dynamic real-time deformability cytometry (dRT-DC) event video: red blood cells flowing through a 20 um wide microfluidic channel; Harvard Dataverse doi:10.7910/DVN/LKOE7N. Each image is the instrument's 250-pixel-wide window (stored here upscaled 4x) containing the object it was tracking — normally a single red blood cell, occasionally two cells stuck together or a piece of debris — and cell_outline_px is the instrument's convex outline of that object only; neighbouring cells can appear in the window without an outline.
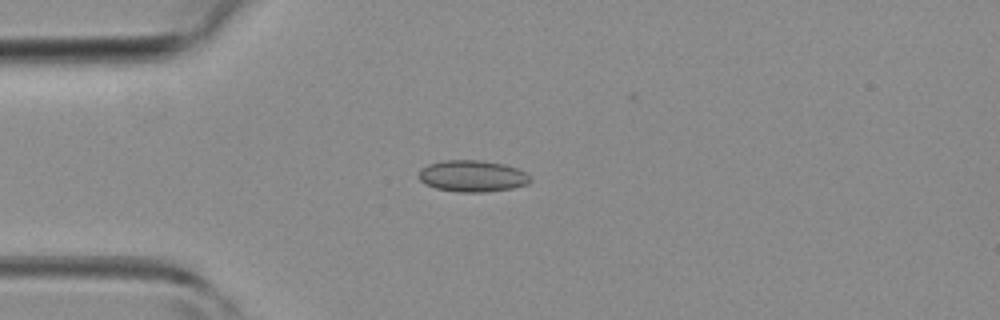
{"species": "common noctule bat (a hibernating species)", "species_latin": "Nyctalus noctula", "temperature_condition": "room temperature", "stored_images_in_passage": 38, "camera_frame_rate_fps": 3000, "um_per_image_px": 0.085, "animal": {"sex": "female", "body_mass_g": 19.3, "forearm_length_mm": 54.1}, "frame": {"image": 1, "passage_image": 5, "time_ms": 1.333, "image_size_px": [1000, 320], "cell_outline_px": [[532, 180], [528, 184], [512, 188], [484, 192], [460, 192], [436, 188], [424, 184], [420, 180], [420, 168], [428, 164], [444, 160], [480, 160], [504, 164], [516, 168], [532, 176]], "centroid_in_image_um": [40.16, 14.96], "position_along_channel_um": 44.8, "area_um2": 20.52}}
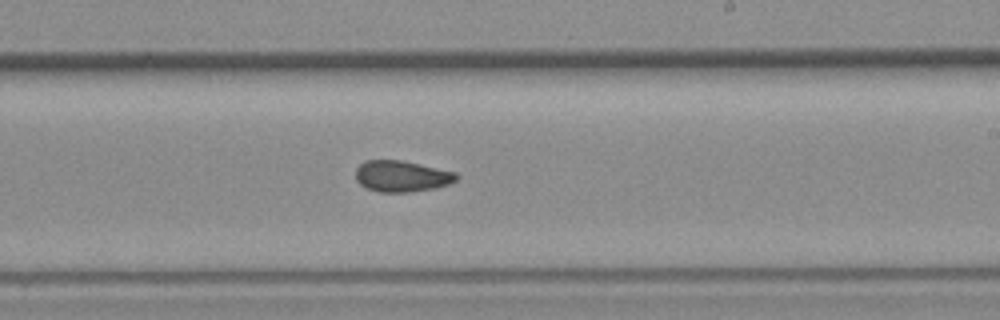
{"frame": {"image": 2, "passage_image": 20, "time_ms": 6.333, "image_size_px": [1000, 320], "cell_outline_px": [[460, 176], [456, 180], [448, 184], [436, 188], [408, 192], [380, 192], [368, 188], [360, 184], [356, 180], [356, 168], [364, 160], [400, 160], [456, 172]], "centroid_in_image_um": [34.14, 14.97], "position_along_channel_um": 254.9, "area_um2": 18.26}}
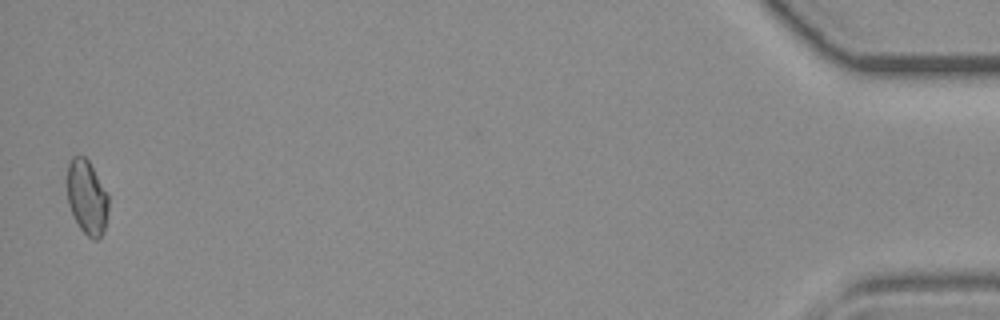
{"frame": {"image": 3, "passage_image": 38, "time_ms": 12.333, "image_size_px": [1000, 320], "cell_outline_px": [[108, 212], [104, 228], [100, 236], [96, 240], [92, 240], [80, 228], [68, 204], [68, 164], [72, 156], [84, 156], [88, 160], [108, 196]], "centroid_in_image_um": [7.39, 16.77], "position_along_channel_um": 427.8, "area_um2": 17.46}}